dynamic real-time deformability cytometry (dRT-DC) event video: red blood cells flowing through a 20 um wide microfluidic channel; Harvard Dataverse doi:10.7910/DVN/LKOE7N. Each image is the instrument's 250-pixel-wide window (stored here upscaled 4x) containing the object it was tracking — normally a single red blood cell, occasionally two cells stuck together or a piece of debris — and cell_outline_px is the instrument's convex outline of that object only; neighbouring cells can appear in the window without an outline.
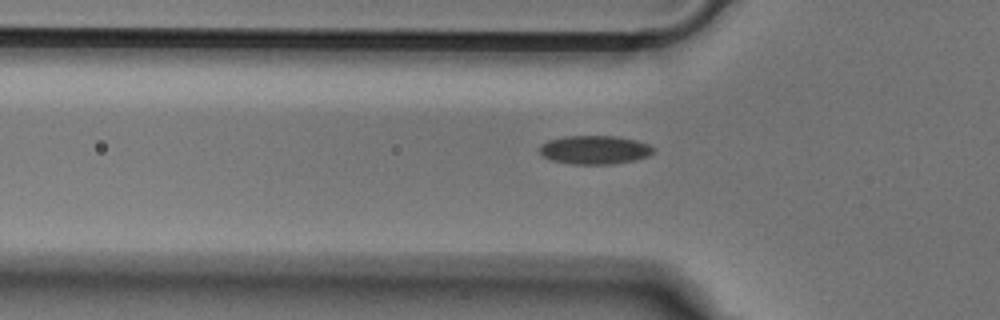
{"species": "Egyptian fruit bat (a non-hibernating species)", "species_latin": "Rousettus aegyptiacus", "temperature_condition": "cold", "stored_images_in_passage": 35, "camera_frame_rate_fps": 3000, "um_per_image_px": 0.085, "animal": {"sex": "male"}, "frame": {"image": 1, "passage_image": 3, "time_ms": 0.667, "image_size_px": [1000, 320], "cell_outline_px": [[656, 152], [648, 156], [636, 160], [612, 164], [572, 164], [552, 160], [544, 156], [540, 152], [540, 148], [548, 140], [564, 136], [616, 136], [636, 140], [648, 144], [656, 148]], "centroid_in_image_um": [50.62, 12.74], "position_along_channel_um": 75.2, "area_um2": 19.02}}
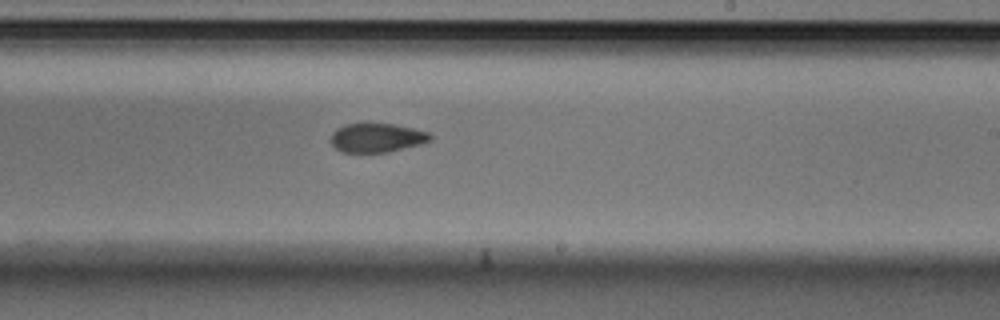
{"frame": {"image": 2, "passage_image": 17, "time_ms": 5.333, "image_size_px": [1000, 320], "cell_outline_px": [[432, 140], [420, 144], [388, 152], [340, 152], [332, 144], [332, 132], [336, 128], [344, 124], [392, 124], [412, 128], [428, 132], [432, 136]], "centroid_in_image_um": [32.03, 11.71], "position_along_channel_um": 257.0, "area_um2": 16.65}}
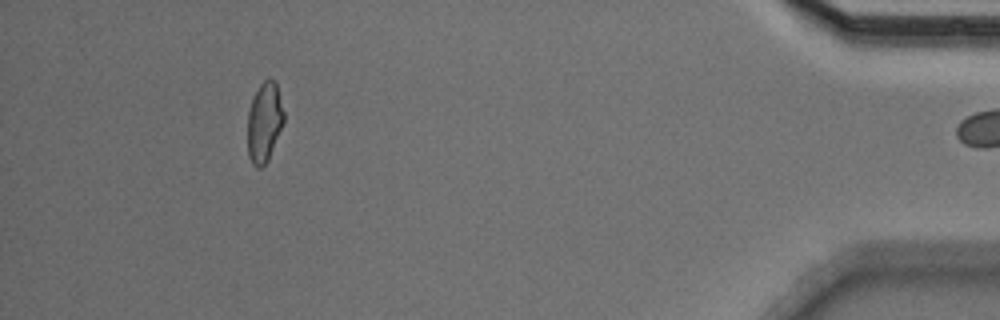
{"frame": {"image": 3, "passage_image": 34, "time_ms": 11.0, "image_size_px": [1000, 320], "cell_outline_px": [[284, 120], [268, 160], [260, 168], [256, 168], [252, 164], [248, 156], [248, 112], [252, 100], [260, 84], [268, 76], [276, 84], [284, 112]], "centroid_in_image_um": [22.46, 10.4], "position_along_channel_um": 412.7, "area_um2": 16.65}}